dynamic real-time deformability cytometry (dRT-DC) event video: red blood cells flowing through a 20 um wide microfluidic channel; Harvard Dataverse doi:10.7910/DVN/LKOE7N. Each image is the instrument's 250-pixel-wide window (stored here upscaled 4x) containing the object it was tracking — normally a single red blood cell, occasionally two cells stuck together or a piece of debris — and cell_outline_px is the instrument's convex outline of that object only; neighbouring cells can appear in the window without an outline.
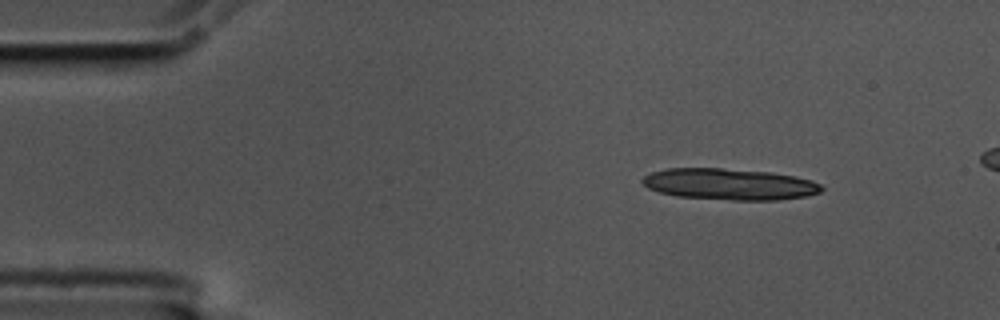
{"species": "common noctule bat (a hibernating species)", "species_latin": "Nyctalus noctula", "temperature_condition": "cold", "stored_images_in_passage": 4, "camera_frame_rate_fps": 3000, "um_per_image_px": 0.085, "animal": {"sex": "male", "body_mass_g": 17.5, "forearm_length_mm": 52.3}, "frame": {"image": 1, "passage_image": 1, "time_ms": 0.0, "image_size_px": [1000, 320], "cell_outline_px": [[824, 188], [820, 192], [804, 196], [776, 200], [732, 200], [676, 196], [660, 192], [648, 188], [640, 180], [644, 176], [652, 172], [664, 168], [720, 168], [772, 172], [796, 176], [812, 180], [820, 184]], "centroid_in_image_um": [62.0, 15.65], "position_along_channel_um": 23.0, "area_um2": 32.77}}